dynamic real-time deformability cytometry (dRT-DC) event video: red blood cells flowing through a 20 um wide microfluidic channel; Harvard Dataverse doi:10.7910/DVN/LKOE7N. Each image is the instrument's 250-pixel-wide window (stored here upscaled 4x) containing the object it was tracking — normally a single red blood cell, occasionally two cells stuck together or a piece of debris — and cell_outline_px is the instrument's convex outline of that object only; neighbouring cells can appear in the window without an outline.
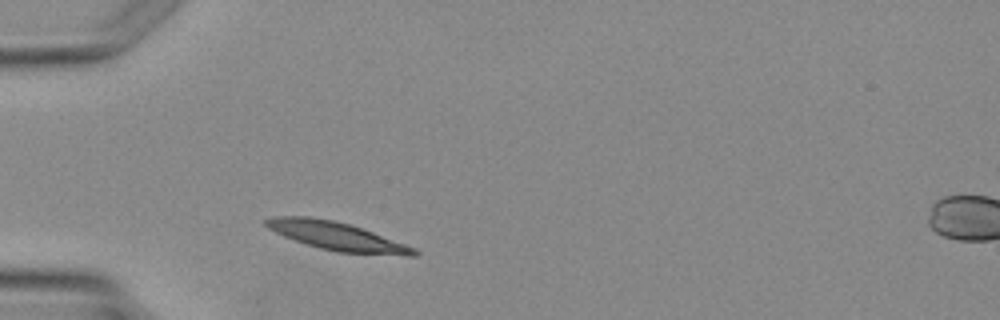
{"species": "Egyptian fruit bat (a non-hibernating species)", "species_latin": "Rousettus aegyptiacus", "temperature_condition": "warm", "stored_images_in_passage": 1, "camera_frame_rate_fps": 3000, "um_per_image_px": 0.085, "animal": {"sex": "female"}, "frame": {"image": 1, "passage_image": 1, "time_ms": 0.0, "image_size_px": [1000, 320], "cell_outline_px": [[420, 252], [416, 256], [404, 256], [336, 252], [320, 248], [284, 236], [268, 228], [260, 220], [272, 216], [308, 216], [332, 220], [348, 224], [372, 232], [416, 248]], "centroid_in_image_um": [28.62, 20.08], "position_along_channel_um": 56.4, "area_um2": 24.33}}